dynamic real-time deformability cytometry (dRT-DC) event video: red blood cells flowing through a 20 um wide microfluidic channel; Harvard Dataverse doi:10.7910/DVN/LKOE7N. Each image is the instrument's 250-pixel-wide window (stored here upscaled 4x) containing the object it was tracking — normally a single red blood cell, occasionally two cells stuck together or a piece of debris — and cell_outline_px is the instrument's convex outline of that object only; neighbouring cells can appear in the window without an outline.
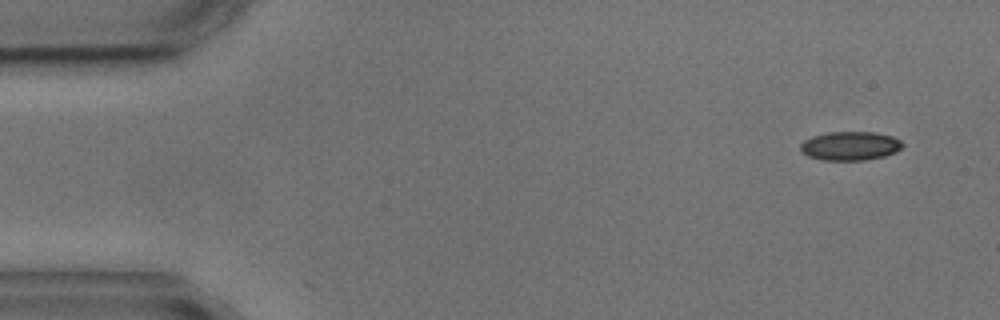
{"species": "common noctule bat (a hibernating species)", "species_latin": "Nyctalus noctula", "temperature_condition": "cold", "stored_images_in_passage": 3, "camera_frame_rate_fps": 3000, "um_per_image_px": 0.085, "animal": {"sex": "male", "body_mass_g": 17.9, "forearm_length_mm": 54.2}, "frame": {"image": 1, "passage_image": 1, "time_ms": 0.0, "image_size_px": [1000, 320], "cell_outline_px": [[904, 144], [896, 152], [884, 156], [864, 160], [824, 160], [808, 156], [800, 152], [800, 144], [804, 140], [812, 136], [828, 132], [876, 132], [892, 136], [900, 140]], "centroid_in_image_um": [72.25, 12.4], "position_along_channel_um": 12.8, "area_um2": 17.22}}